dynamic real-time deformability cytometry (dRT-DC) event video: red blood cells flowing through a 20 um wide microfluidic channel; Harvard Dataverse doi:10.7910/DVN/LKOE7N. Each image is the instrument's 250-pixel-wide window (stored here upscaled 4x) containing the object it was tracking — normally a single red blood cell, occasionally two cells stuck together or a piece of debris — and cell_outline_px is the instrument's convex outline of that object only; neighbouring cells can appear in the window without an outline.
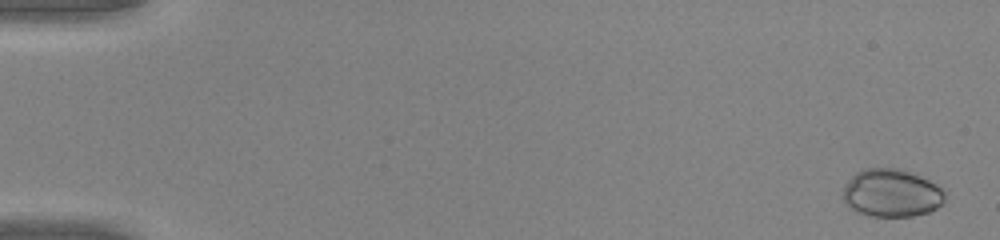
{"species": "common noctule bat (a hibernating species)", "species_latin": "Nyctalus noctula", "temperature_condition": "warm", "stored_images_in_passage": 49, "camera_frame_rate_fps": 3000, "um_per_image_px": 0.085, "animal": {"sex": "male", "body_mass_g": 20.0, "forearm_length_mm": 53.3}, "frame": {"image": 1, "passage_image": 2, "time_ms": 0.333, "image_size_px": [1000, 240], "cell_outline_px": [[948, 188], [944, 200], [936, 208], [928, 212], [912, 216], [868, 216], [856, 212], [840, 196], [844, 184], [856, 172], [864, 168], [900, 168]], "centroid_in_image_um": [75.79, 16.4], "position_along_channel_um": 9.2, "area_um2": 28.9}}
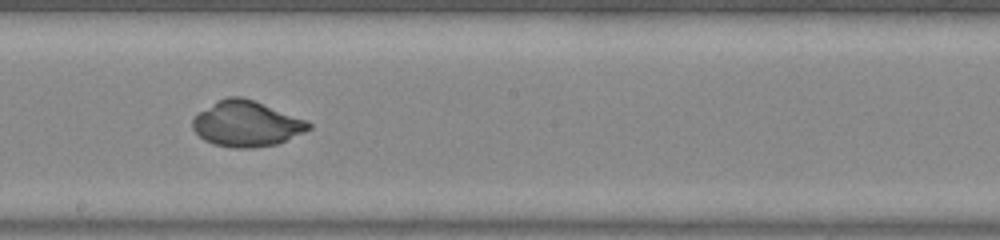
{"frame": {"image": 2, "passage_image": 29, "time_ms": 9.333, "image_size_px": [1000, 240], "cell_outline_px": [[312, 128], [304, 132], [276, 144], [252, 148], [232, 148], [212, 144], [204, 140], [192, 128], [192, 120], [200, 112], [216, 100], [228, 96], [244, 96], [308, 120], [312, 124]], "centroid_in_image_um": [20.96, 10.51], "position_along_channel_um": 227.2, "area_um2": 31.04}}
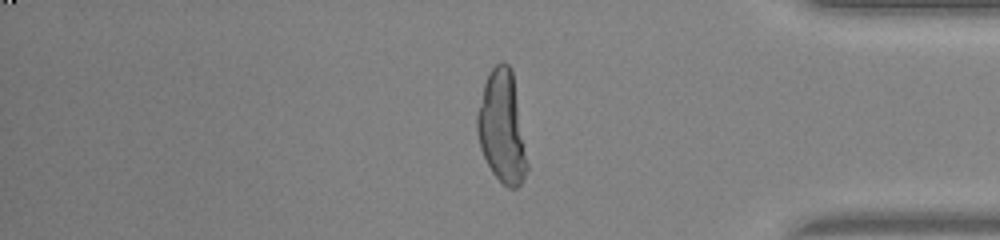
{"frame": {"image": 3, "passage_image": 42, "time_ms": 13.667, "image_size_px": [1000, 240], "cell_outline_px": [[528, 168], [520, 184], [516, 188], [508, 188], [492, 172], [480, 148], [476, 132], [476, 116], [484, 84], [488, 72], [500, 60], [504, 60], [508, 64], [512, 72], [528, 164]], "centroid_in_image_um": [42.65, 10.8], "position_along_channel_um": 392.6, "area_um2": 32.25}}